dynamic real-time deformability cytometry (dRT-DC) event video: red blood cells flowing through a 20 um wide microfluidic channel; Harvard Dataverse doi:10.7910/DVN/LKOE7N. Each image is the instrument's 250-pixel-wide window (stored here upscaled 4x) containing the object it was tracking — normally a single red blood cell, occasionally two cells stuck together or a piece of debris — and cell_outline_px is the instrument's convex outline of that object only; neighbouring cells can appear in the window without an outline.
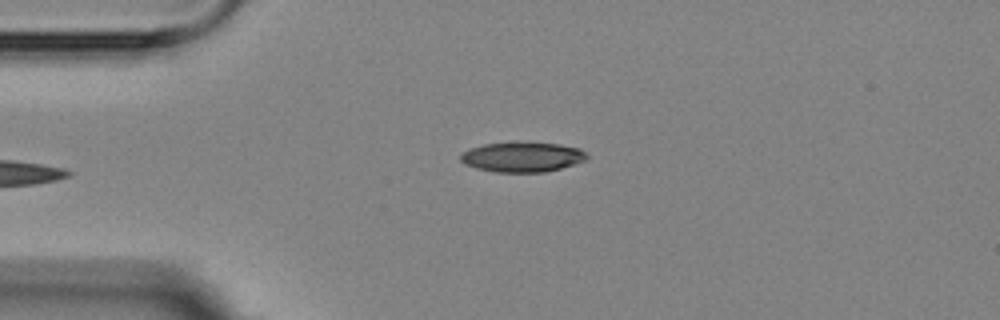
{"species": "Egyptian fruit bat (a non-hibernating species)", "species_latin": "Rousettus aegyptiacus", "temperature_condition": "room temperature", "stored_images_in_passage": 6, "camera_frame_rate_fps": 3000, "um_per_image_px": 0.085, "animal": {"sex": "female"}, "frame": {"image": 1, "passage_image": 6, "time_ms": 5.667, "image_size_px": [1000, 320], "cell_outline_px": [[588, 160], [560, 168], [544, 172], [496, 172], [476, 168], [464, 164], [460, 160], [460, 152], [484, 144], [516, 140], [560, 144], [580, 148], [588, 156]], "centroid_in_image_um": [44.38, 13.31], "position_along_channel_um": 40.6, "area_um2": 22.6}}